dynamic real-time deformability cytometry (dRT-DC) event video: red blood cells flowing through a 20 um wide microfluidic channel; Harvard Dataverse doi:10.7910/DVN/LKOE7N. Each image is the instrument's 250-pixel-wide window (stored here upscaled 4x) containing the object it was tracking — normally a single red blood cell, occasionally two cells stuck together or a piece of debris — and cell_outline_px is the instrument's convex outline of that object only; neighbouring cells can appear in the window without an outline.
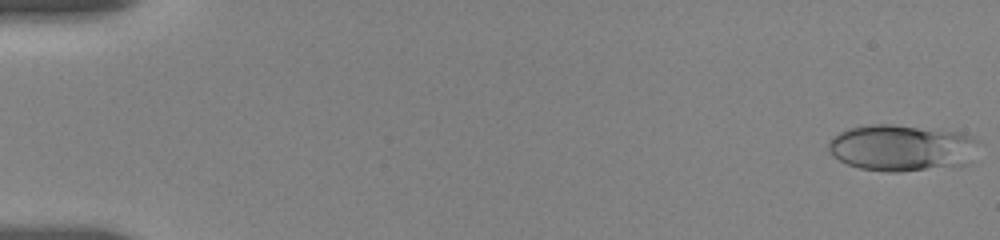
{"species": "human", "species_latin": "Homo sapiens", "temperature_condition": "room temperature", "stored_images_in_passage": 12, "camera_frame_rate_fps": 3000, "um_per_image_px": 0.085, "donor": {"sex": "female"}, "frame": {"image": 1, "passage_image": 1, "time_ms": 0.0, "image_size_px": [1000, 240], "cell_outline_px": [[984, 144], [968, 164], [900, 172], [888, 172], [860, 168], [848, 164], [832, 156], [828, 148], [828, 140], [832, 136], [848, 128], [868, 124], [892, 124], [960, 132], [976, 136]], "centroid_in_image_um": [76.72, 12.55], "position_along_channel_um": 8.3, "area_um2": 41.5}}